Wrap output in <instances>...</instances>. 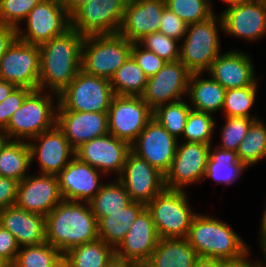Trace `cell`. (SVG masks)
<instances>
[{
    "mask_svg": "<svg viewBox=\"0 0 266 267\" xmlns=\"http://www.w3.org/2000/svg\"><path fill=\"white\" fill-rule=\"evenodd\" d=\"M19 248L14 235L0 225V256L12 265Z\"/></svg>",
    "mask_w": 266,
    "mask_h": 267,
    "instance_id": "c3c4849f",
    "label": "cell"
},
{
    "mask_svg": "<svg viewBox=\"0 0 266 267\" xmlns=\"http://www.w3.org/2000/svg\"><path fill=\"white\" fill-rule=\"evenodd\" d=\"M31 166L30 148L27 141L6 140L0 147V176L17 181L26 178Z\"/></svg>",
    "mask_w": 266,
    "mask_h": 267,
    "instance_id": "4dcf8cb0",
    "label": "cell"
},
{
    "mask_svg": "<svg viewBox=\"0 0 266 267\" xmlns=\"http://www.w3.org/2000/svg\"><path fill=\"white\" fill-rule=\"evenodd\" d=\"M114 92L110 80L80 70L58 95V108L77 112H108Z\"/></svg>",
    "mask_w": 266,
    "mask_h": 267,
    "instance_id": "ba28073f",
    "label": "cell"
},
{
    "mask_svg": "<svg viewBox=\"0 0 266 267\" xmlns=\"http://www.w3.org/2000/svg\"><path fill=\"white\" fill-rule=\"evenodd\" d=\"M28 145L31 165L38 158L41 174L58 175L75 157V149L57 126L30 139Z\"/></svg>",
    "mask_w": 266,
    "mask_h": 267,
    "instance_id": "ac0fdd59",
    "label": "cell"
},
{
    "mask_svg": "<svg viewBox=\"0 0 266 267\" xmlns=\"http://www.w3.org/2000/svg\"><path fill=\"white\" fill-rule=\"evenodd\" d=\"M16 39V28L0 24V59Z\"/></svg>",
    "mask_w": 266,
    "mask_h": 267,
    "instance_id": "681fc988",
    "label": "cell"
},
{
    "mask_svg": "<svg viewBox=\"0 0 266 267\" xmlns=\"http://www.w3.org/2000/svg\"><path fill=\"white\" fill-rule=\"evenodd\" d=\"M117 179L125 186L131 201L145 205L166 188L165 175L132 150Z\"/></svg>",
    "mask_w": 266,
    "mask_h": 267,
    "instance_id": "4fadbf2b",
    "label": "cell"
},
{
    "mask_svg": "<svg viewBox=\"0 0 266 267\" xmlns=\"http://www.w3.org/2000/svg\"><path fill=\"white\" fill-rule=\"evenodd\" d=\"M212 147L211 144L204 179L226 185L236 182L247 167L239 161L236 151Z\"/></svg>",
    "mask_w": 266,
    "mask_h": 267,
    "instance_id": "f546056e",
    "label": "cell"
},
{
    "mask_svg": "<svg viewBox=\"0 0 266 267\" xmlns=\"http://www.w3.org/2000/svg\"><path fill=\"white\" fill-rule=\"evenodd\" d=\"M127 0H89L71 16V28L85 36L118 34Z\"/></svg>",
    "mask_w": 266,
    "mask_h": 267,
    "instance_id": "30bf717a",
    "label": "cell"
},
{
    "mask_svg": "<svg viewBox=\"0 0 266 267\" xmlns=\"http://www.w3.org/2000/svg\"><path fill=\"white\" fill-rule=\"evenodd\" d=\"M148 77L130 55L110 79L114 95L141 96Z\"/></svg>",
    "mask_w": 266,
    "mask_h": 267,
    "instance_id": "836d02e7",
    "label": "cell"
},
{
    "mask_svg": "<svg viewBox=\"0 0 266 267\" xmlns=\"http://www.w3.org/2000/svg\"><path fill=\"white\" fill-rule=\"evenodd\" d=\"M180 42L161 32H153L141 39L138 44L144 49L154 52L166 62H174L178 61L180 57Z\"/></svg>",
    "mask_w": 266,
    "mask_h": 267,
    "instance_id": "60d3db41",
    "label": "cell"
},
{
    "mask_svg": "<svg viewBox=\"0 0 266 267\" xmlns=\"http://www.w3.org/2000/svg\"><path fill=\"white\" fill-rule=\"evenodd\" d=\"M184 190L158 193L147 205L160 238H187L195 213Z\"/></svg>",
    "mask_w": 266,
    "mask_h": 267,
    "instance_id": "52a82bcc",
    "label": "cell"
},
{
    "mask_svg": "<svg viewBox=\"0 0 266 267\" xmlns=\"http://www.w3.org/2000/svg\"><path fill=\"white\" fill-rule=\"evenodd\" d=\"M115 256V248L99 238L75 246L63 254L72 267H106Z\"/></svg>",
    "mask_w": 266,
    "mask_h": 267,
    "instance_id": "1f68e13d",
    "label": "cell"
},
{
    "mask_svg": "<svg viewBox=\"0 0 266 267\" xmlns=\"http://www.w3.org/2000/svg\"><path fill=\"white\" fill-rule=\"evenodd\" d=\"M220 14L226 34L249 42L266 36V0L226 7Z\"/></svg>",
    "mask_w": 266,
    "mask_h": 267,
    "instance_id": "ffe728a7",
    "label": "cell"
},
{
    "mask_svg": "<svg viewBox=\"0 0 266 267\" xmlns=\"http://www.w3.org/2000/svg\"><path fill=\"white\" fill-rule=\"evenodd\" d=\"M106 267H143L141 264L131 261L117 258L116 256Z\"/></svg>",
    "mask_w": 266,
    "mask_h": 267,
    "instance_id": "db71d44e",
    "label": "cell"
},
{
    "mask_svg": "<svg viewBox=\"0 0 266 267\" xmlns=\"http://www.w3.org/2000/svg\"><path fill=\"white\" fill-rule=\"evenodd\" d=\"M239 161L247 168L266 158V125L254 120L236 151Z\"/></svg>",
    "mask_w": 266,
    "mask_h": 267,
    "instance_id": "e575fe53",
    "label": "cell"
},
{
    "mask_svg": "<svg viewBox=\"0 0 266 267\" xmlns=\"http://www.w3.org/2000/svg\"><path fill=\"white\" fill-rule=\"evenodd\" d=\"M44 92L36 89L26 95L21 107L12 114L8 126L3 130L7 140L29 141L56 126L58 104L54 106L53 102H58V95Z\"/></svg>",
    "mask_w": 266,
    "mask_h": 267,
    "instance_id": "277c9868",
    "label": "cell"
},
{
    "mask_svg": "<svg viewBox=\"0 0 266 267\" xmlns=\"http://www.w3.org/2000/svg\"><path fill=\"white\" fill-rule=\"evenodd\" d=\"M56 126L65 135L70 145H80L109 133L107 112H77L57 108Z\"/></svg>",
    "mask_w": 266,
    "mask_h": 267,
    "instance_id": "7402d4cb",
    "label": "cell"
},
{
    "mask_svg": "<svg viewBox=\"0 0 266 267\" xmlns=\"http://www.w3.org/2000/svg\"><path fill=\"white\" fill-rule=\"evenodd\" d=\"M107 113L109 133L130 145L153 118V110L141 96L114 95Z\"/></svg>",
    "mask_w": 266,
    "mask_h": 267,
    "instance_id": "8fae6325",
    "label": "cell"
},
{
    "mask_svg": "<svg viewBox=\"0 0 266 267\" xmlns=\"http://www.w3.org/2000/svg\"><path fill=\"white\" fill-rule=\"evenodd\" d=\"M56 267H72V266L63 257L62 260L56 265Z\"/></svg>",
    "mask_w": 266,
    "mask_h": 267,
    "instance_id": "91938a15",
    "label": "cell"
},
{
    "mask_svg": "<svg viewBox=\"0 0 266 267\" xmlns=\"http://www.w3.org/2000/svg\"><path fill=\"white\" fill-rule=\"evenodd\" d=\"M84 36L70 28L39 46L40 90L59 95L81 70Z\"/></svg>",
    "mask_w": 266,
    "mask_h": 267,
    "instance_id": "6da1fadb",
    "label": "cell"
},
{
    "mask_svg": "<svg viewBox=\"0 0 266 267\" xmlns=\"http://www.w3.org/2000/svg\"><path fill=\"white\" fill-rule=\"evenodd\" d=\"M31 90L26 87H16L9 96L0 103V130H4L12 117L19 109L24 98Z\"/></svg>",
    "mask_w": 266,
    "mask_h": 267,
    "instance_id": "f6af8a7d",
    "label": "cell"
},
{
    "mask_svg": "<svg viewBox=\"0 0 266 267\" xmlns=\"http://www.w3.org/2000/svg\"><path fill=\"white\" fill-rule=\"evenodd\" d=\"M225 119L226 122L221 128V143L216 146L224 150L237 151L254 119L248 117H225Z\"/></svg>",
    "mask_w": 266,
    "mask_h": 267,
    "instance_id": "b9f144b4",
    "label": "cell"
},
{
    "mask_svg": "<svg viewBox=\"0 0 266 267\" xmlns=\"http://www.w3.org/2000/svg\"><path fill=\"white\" fill-rule=\"evenodd\" d=\"M258 86H245L226 90L222 110L225 117H248L254 120L257 116L250 115V109L253 107Z\"/></svg>",
    "mask_w": 266,
    "mask_h": 267,
    "instance_id": "74e56055",
    "label": "cell"
},
{
    "mask_svg": "<svg viewBox=\"0 0 266 267\" xmlns=\"http://www.w3.org/2000/svg\"><path fill=\"white\" fill-rule=\"evenodd\" d=\"M190 103L185 99L172 103L162 104L153 110L156 119L172 136L182 138L187 117L191 110Z\"/></svg>",
    "mask_w": 266,
    "mask_h": 267,
    "instance_id": "8d00e7d4",
    "label": "cell"
},
{
    "mask_svg": "<svg viewBox=\"0 0 266 267\" xmlns=\"http://www.w3.org/2000/svg\"><path fill=\"white\" fill-rule=\"evenodd\" d=\"M165 0H127L119 34L132 43L159 32Z\"/></svg>",
    "mask_w": 266,
    "mask_h": 267,
    "instance_id": "603a6c76",
    "label": "cell"
},
{
    "mask_svg": "<svg viewBox=\"0 0 266 267\" xmlns=\"http://www.w3.org/2000/svg\"><path fill=\"white\" fill-rule=\"evenodd\" d=\"M131 56L148 78L154 76L167 63L154 52L144 49L138 43H133Z\"/></svg>",
    "mask_w": 266,
    "mask_h": 267,
    "instance_id": "ee69618b",
    "label": "cell"
},
{
    "mask_svg": "<svg viewBox=\"0 0 266 267\" xmlns=\"http://www.w3.org/2000/svg\"><path fill=\"white\" fill-rule=\"evenodd\" d=\"M219 30L223 32V23L216 13L207 20L187 25L179 60L191 73L207 72L221 54Z\"/></svg>",
    "mask_w": 266,
    "mask_h": 267,
    "instance_id": "5b68a950",
    "label": "cell"
},
{
    "mask_svg": "<svg viewBox=\"0 0 266 267\" xmlns=\"http://www.w3.org/2000/svg\"><path fill=\"white\" fill-rule=\"evenodd\" d=\"M0 267H11V264L0 256Z\"/></svg>",
    "mask_w": 266,
    "mask_h": 267,
    "instance_id": "94428289",
    "label": "cell"
},
{
    "mask_svg": "<svg viewBox=\"0 0 266 267\" xmlns=\"http://www.w3.org/2000/svg\"><path fill=\"white\" fill-rule=\"evenodd\" d=\"M203 73H191L187 88V97L192 109L214 114L222 110L226 89L211 76L200 78Z\"/></svg>",
    "mask_w": 266,
    "mask_h": 267,
    "instance_id": "83f0119b",
    "label": "cell"
},
{
    "mask_svg": "<svg viewBox=\"0 0 266 267\" xmlns=\"http://www.w3.org/2000/svg\"><path fill=\"white\" fill-rule=\"evenodd\" d=\"M131 145L107 133L83 143L75 149V157L98 169L104 177L114 172L120 176Z\"/></svg>",
    "mask_w": 266,
    "mask_h": 267,
    "instance_id": "e0dca14e",
    "label": "cell"
},
{
    "mask_svg": "<svg viewBox=\"0 0 266 267\" xmlns=\"http://www.w3.org/2000/svg\"><path fill=\"white\" fill-rule=\"evenodd\" d=\"M210 146L198 142L178 143L172 166L165 175L166 188L184 190L191 184L203 181Z\"/></svg>",
    "mask_w": 266,
    "mask_h": 267,
    "instance_id": "5bb4252c",
    "label": "cell"
},
{
    "mask_svg": "<svg viewBox=\"0 0 266 267\" xmlns=\"http://www.w3.org/2000/svg\"><path fill=\"white\" fill-rule=\"evenodd\" d=\"M131 202L125 186L117 179L102 185L94 198L89 202L96 220L99 222L103 217L120 211Z\"/></svg>",
    "mask_w": 266,
    "mask_h": 267,
    "instance_id": "d6a6232c",
    "label": "cell"
},
{
    "mask_svg": "<svg viewBox=\"0 0 266 267\" xmlns=\"http://www.w3.org/2000/svg\"><path fill=\"white\" fill-rule=\"evenodd\" d=\"M221 260L198 257L193 265V267H220Z\"/></svg>",
    "mask_w": 266,
    "mask_h": 267,
    "instance_id": "f5cc1de1",
    "label": "cell"
},
{
    "mask_svg": "<svg viewBox=\"0 0 266 267\" xmlns=\"http://www.w3.org/2000/svg\"><path fill=\"white\" fill-rule=\"evenodd\" d=\"M57 175H28L18 184L16 206L46 217L61 201Z\"/></svg>",
    "mask_w": 266,
    "mask_h": 267,
    "instance_id": "d6986e66",
    "label": "cell"
},
{
    "mask_svg": "<svg viewBox=\"0 0 266 267\" xmlns=\"http://www.w3.org/2000/svg\"><path fill=\"white\" fill-rule=\"evenodd\" d=\"M145 208V204L131 201L120 211L109 213L98 222V238L116 249Z\"/></svg>",
    "mask_w": 266,
    "mask_h": 267,
    "instance_id": "f1b7e54d",
    "label": "cell"
},
{
    "mask_svg": "<svg viewBox=\"0 0 266 267\" xmlns=\"http://www.w3.org/2000/svg\"><path fill=\"white\" fill-rule=\"evenodd\" d=\"M0 225L14 235L19 247L46 242L45 217L16 205L0 210Z\"/></svg>",
    "mask_w": 266,
    "mask_h": 267,
    "instance_id": "484cf974",
    "label": "cell"
},
{
    "mask_svg": "<svg viewBox=\"0 0 266 267\" xmlns=\"http://www.w3.org/2000/svg\"><path fill=\"white\" fill-rule=\"evenodd\" d=\"M67 14L71 17L80 7L89 0H60Z\"/></svg>",
    "mask_w": 266,
    "mask_h": 267,
    "instance_id": "816d5d0a",
    "label": "cell"
},
{
    "mask_svg": "<svg viewBox=\"0 0 266 267\" xmlns=\"http://www.w3.org/2000/svg\"><path fill=\"white\" fill-rule=\"evenodd\" d=\"M41 0H1L0 1V24L8 25L14 28L20 26L28 13Z\"/></svg>",
    "mask_w": 266,
    "mask_h": 267,
    "instance_id": "7bdbcfd3",
    "label": "cell"
},
{
    "mask_svg": "<svg viewBox=\"0 0 266 267\" xmlns=\"http://www.w3.org/2000/svg\"><path fill=\"white\" fill-rule=\"evenodd\" d=\"M250 254L248 253L246 256H244L241 259L235 260V261H222L221 260V266L220 267H259L258 260L257 261H250L248 259V256Z\"/></svg>",
    "mask_w": 266,
    "mask_h": 267,
    "instance_id": "f907efd6",
    "label": "cell"
},
{
    "mask_svg": "<svg viewBox=\"0 0 266 267\" xmlns=\"http://www.w3.org/2000/svg\"><path fill=\"white\" fill-rule=\"evenodd\" d=\"M40 50L38 45L16 39L0 59V79L36 90L39 86Z\"/></svg>",
    "mask_w": 266,
    "mask_h": 267,
    "instance_id": "7c38bea8",
    "label": "cell"
},
{
    "mask_svg": "<svg viewBox=\"0 0 266 267\" xmlns=\"http://www.w3.org/2000/svg\"><path fill=\"white\" fill-rule=\"evenodd\" d=\"M197 258L187 238H160L143 267H193Z\"/></svg>",
    "mask_w": 266,
    "mask_h": 267,
    "instance_id": "4316f807",
    "label": "cell"
},
{
    "mask_svg": "<svg viewBox=\"0 0 266 267\" xmlns=\"http://www.w3.org/2000/svg\"><path fill=\"white\" fill-rule=\"evenodd\" d=\"M178 143L177 138L152 118L131 145V150L166 175L172 166Z\"/></svg>",
    "mask_w": 266,
    "mask_h": 267,
    "instance_id": "2e32d148",
    "label": "cell"
},
{
    "mask_svg": "<svg viewBox=\"0 0 266 267\" xmlns=\"http://www.w3.org/2000/svg\"><path fill=\"white\" fill-rule=\"evenodd\" d=\"M259 243H260L259 245L263 251L265 261H266V239H262ZM262 261L263 260H261V261L258 260L259 267H266V263L264 264V262H262Z\"/></svg>",
    "mask_w": 266,
    "mask_h": 267,
    "instance_id": "6f0895ef",
    "label": "cell"
},
{
    "mask_svg": "<svg viewBox=\"0 0 266 267\" xmlns=\"http://www.w3.org/2000/svg\"><path fill=\"white\" fill-rule=\"evenodd\" d=\"M212 115L191 109L182 134L185 142H198L211 145L216 124Z\"/></svg>",
    "mask_w": 266,
    "mask_h": 267,
    "instance_id": "f35d334b",
    "label": "cell"
},
{
    "mask_svg": "<svg viewBox=\"0 0 266 267\" xmlns=\"http://www.w3.org/2000/svg\"><path fill=\"white\" fill-rule=\"evenodd\" d=\"M7 140L5 133L3 130H0V147L4 144V142Z\"/></svg>",
    "mask_w": 266,
    "mask_h": 267,
    "instance_id": "6125c7cd",
    "label": "cell"
},
{
    "mask_svg": "<svg viewBox=\"0 0 266 267\" xmlns=\"http://www.w3.org/2000/svg\"><path fill=\"white\" fill-rule=\"evenodd\" d=\"M16 88L12 83L0 79V103Z\"/></svg>",
    "mask_w": 266,
    "mask_h": 267,
    "instance_id": "11a10c76",
    "label": "cell"
},
{
    "mask_svg": "<svg viewBox=\"0 0 266 267\" xmlns=\"http://www.w3.org/2000/svg\"><path fill=\"white\" fill-rule=\"evenodd\" d=\"M132 45V42L119 33L85 36L81 70L86 74L110 80L131 55Z\"/></svg>",
    "mask_w": 266,
    "mask_h": 267,
    "instance_id": "8992f818",
    "label": "cell"
},
{
    "mask_svg": "<svg viewBox=\"0 0 266 267\" xmlns=\"http://www.w3.org/2000/svg\"><path fill=\"white\" fill-rule=\"evenodd\" d=\"M206 73L226 90L258 86L251 55L243 51L230 50L221 53Z\"/></svg>",
    "mask_w": 266,
    "mask_h": 267,
    "instance_id": "d4e9b609",
    "label": "cell"
},
{
    "mask_svg": "<svg viewBox=\"0 0 266 267\" xmlns=\"http://www.w3.org/2000/svg\"><path fill=\"white\" fill-rule=\"evenodd\" d=\"M46 242L65 254L98 238V221L87 202L62 200L45 217Z\"/></svg>",
    "mask_w": 266,
    "mask_h": 267,
    "instance_id": "7a4b0ae2",
    "label": "cell"
},
{
    "mask_svg": "<svg viewBox=\"0 0 266 267\" xmlns=\"http://www.w3.org/2000/svg\"><path fill=\"white\" fill-rule=\"evenodd\" d=\"M190 75L191 72L180 60L167 62L148 78L141 97L152 110L162 104L182 100V95L187 96Z\"/></svg>",
    "mask_w": 266,
    "mask_h": 267,
    "instance_id": "9a60e30c",
    "label": "cell"
},
{
    "mask_svg": "<svg viewBox=\"0 0 266 267\" xmlns=\"http://www.w3.org/2000/svg\"><path fill=\"white\" fill-rule=\"evenodd\" d=\"M63 253L47 242L19 248L11 267H56Z\"/></svg>",
    "mask_w": 266,
    "mask_h": 267,
    "instance_id": "d590c367",
    "label": "cell"
},
{
    "mask_svg": "<svg viewBox=\"0 0 266 267\" xmlns=\"http://www.w3.org/2000/svg\"><path fill=\"white\" fill-rule=\"evenodd\" d=\"M227 4H229L227 7L233 6V5H238V4H245L248 2H252L254 0H221Z\"/></svg>",
    "mask_w": 266,
    "mask_h": 267,
    "instance_id": "680465c9",
    "label": "cell"
},
{
    "mask_svg": "<svg viewBox=\"0 0 266 267\" xmlns=\"http://www.w3.org/2000/svg\"><path fill=\"white\" fill-rule=\"evenodd\" d=\"M187 239L198 257L235 261L250 252L229 224L199 213L192 220Z\"/></svg>",
    "mask_w": 266,
    "mask_h": 267,
    "instance_id": "3957f363",
    "label": "cell"
},
{
    "mask_svg": "<svg viewBox=\"0 0 266 267\" xmlns=\"http://www.w3.org/2000/svg\"><path fill=\"white\" fill-rule=\"evenodd\" d=\"M18 184L13 178L0 176V210L16 204Z\"/></svg>",
    "mask_w": 266,
    "mask_h": 267,
    "instance_id": "7dc6e473",
    "label": "cell"
},
{
    "mask_svg": "<svg viewBox=\"0 0 266 267\" xmlns=\"http://www.w3.org/2000/svg\"><path fill=\"white\" fill-rule=\"evenodd\" d=\"M187 25L186 22L165 7L160 21L159 32L180 41L186 35Z\"/></svg>",
    "mask_w": 266,
    "mask_h": 267,
    "instance_id": "bcb514c9",
    "label": "cell"
},
{
    "mask_svg": "<svg viewBox=\"0 0 266 267\" xmlns=\"http://www.w3.org/2000/svg\"><path fill=\"white\" fill-rule=\"evenodd\" d=\"M26 28H17V39L42 45L71 28V17L60 0H41L27 15Z\"/></svg>",
    "mask_w": 266,
    "mask_h": 267,
    "instance_id": "9c48e42d",
    "label": "cell"
},
{
    "mask_svg": "<svg viewBox=\"0 0 266 267\" xmlns=\"http://www.w3.org/2000/svg\"><path fill=\"white\" fill-rule=\"evenodd\" d=\"M261 224H260V238H259V242L262 240V239H266V207L263 211V214H262V218H261Z\"/></svg>",
    "mask_w": 266,
    "mask_h": 267,
    "instance_id": "9f6ffc18",
    "label": "cell"
},
{
    "mask_svg": "<svg viewBox=\"0 0 266 267\" xmlns=\"http://www.w3.org/2000/svg\"><path fill=\"white\" fill-rule=\"evenodd\" d=\"M159 239L151 213L145 208L115 249L116 257L135 261L143 266L155 250Z\"/></svg>",
    "mask_w": 266,
    "mask_h": 267,
    "instance_id": "cb8c5ba5",
    "label": "cell"
},
{
    "mask_svg": "<svg viewBox=\"0 0 266 267\" xmlns=\"http://www.w3.org/2000/svg\"><path fill=\"white\" fill-rule=\"evenodd\" d=\"M102 175L98 169L74 157L57 175L62 199L89 203L103 185Z\"/></svg>",
    "mask_w": 266,
    "mask_h": 267,
    "instance_id": "44dd1931",
    "label": "cell"
},
{
    "mask_svg": "<svg viewBox=\"0 0 266 267\" xmlns=\"http://www.w3.org/2000/svg\"><path fill=\"white\" fill-rule=\"evenodd\" d=\"M166 7L187 24L207 20L215 12L209 0H165Z\"/></svg>",
    "mask_w": 266,
    "mask_h": 267,
    "instance_id": "ab89813d",
    "label": "cell"
}]
</instances>
